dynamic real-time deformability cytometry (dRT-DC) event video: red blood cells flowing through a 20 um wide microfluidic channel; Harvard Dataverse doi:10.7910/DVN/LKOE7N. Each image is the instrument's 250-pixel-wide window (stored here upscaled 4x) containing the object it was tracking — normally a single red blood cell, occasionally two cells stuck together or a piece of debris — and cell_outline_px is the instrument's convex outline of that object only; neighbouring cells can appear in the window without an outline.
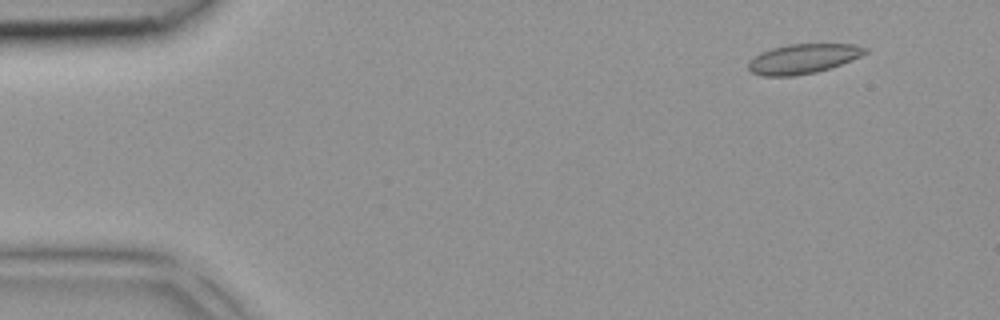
{"species": "common noctule bat (a hibernating species)", "species_latin": "Nyctalus noctula", "temperature_condition": "room temperature", "stored_images_in_passage": 42, "camera_frame_rate_fps": 3000, "um_per_image_px": 0.085, "animal": {"sex": "female", "body_mass_g": 18.4}, "frame": {"image": 1, "passage_image": 4, "time_ms": 1.0, "image_size_px": [1000, 320], "cell_outline_px": [[868, 52], [852, 60], [816, 72], [792, 76], [764, 76], [752, 72], [748, 68], [748, 60], [760, 52], [772, 48], [788, 44], [856, 44], [868, 48]], "centroid_in_image_um": [68.25, 4.98], "position_along_channel_um": 16.8, "area_um2": 20.17}}
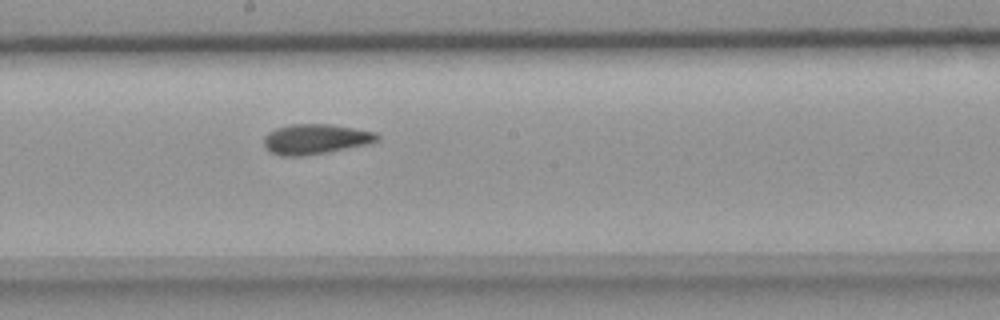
{"frame": {"image": 2, "passage_image": 23, "time_ms": 7.333, "image_size_px": [1000, 320], "cell_outline_px": [[380, 140], [368, 144], [328, 152], [304, 156], [280, 156], [268, 152], [264, 148], [264, 136], [268, 132], [276, 128], [292, 124], [328, 124], [376, 132], [380, 136]], "centroid_in_image_um": [26.79, 11.84], "position_along_channel_um": 221.4, "area_um2": 20.06}}
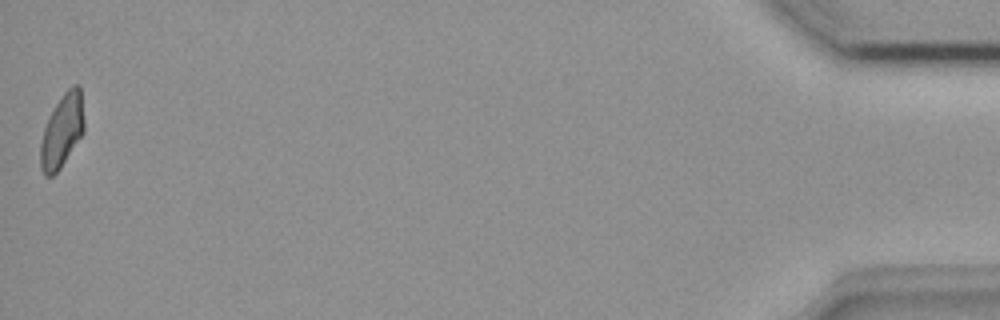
{"frame": {"image": 3, "passage_image": 42, "time_ms": 13.667, "image_size_px": [1000, 320], "cell_outline_px": [[84, 132], [60, 168], [52, 176], [44, 176], [40, 168], [40, 144], [44, 128], [48, 116], [60, 96], [72, 84], [80, 84], [84, 120]], "centroid_in_image_um": [5.27, 11.09], "position_along_channel_um": 429.9, "area_um2": 18.84}}